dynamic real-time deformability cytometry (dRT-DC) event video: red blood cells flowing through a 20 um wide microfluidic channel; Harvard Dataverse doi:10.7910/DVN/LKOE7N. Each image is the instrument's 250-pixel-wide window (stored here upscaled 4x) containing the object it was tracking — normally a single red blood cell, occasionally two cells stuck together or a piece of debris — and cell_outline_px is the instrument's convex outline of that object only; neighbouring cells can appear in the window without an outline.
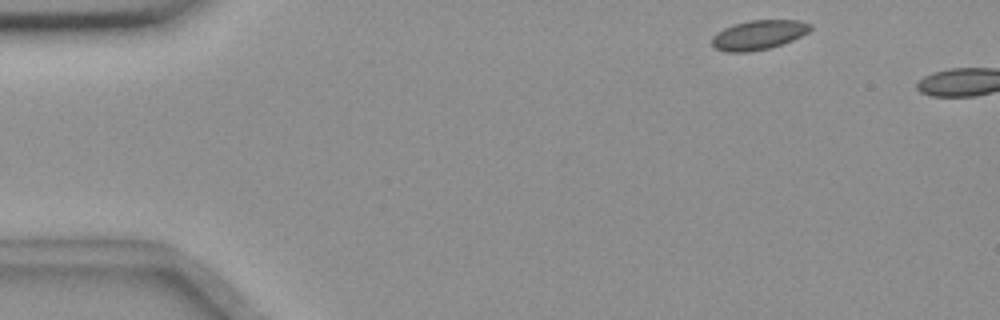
{"species": "common noctule bat (a hibernating species)", "species_latin": "Nyctalus noctula", "temperature_condition": "room temperature", "stored_images_in_passage": 4, "camera_frame_rate_fps": 3000, "um_per_image_px": 0.085, "animal": {"sex": "female", "body_mass_g": 18.4}, "frame": {"image": 1, "passage_image": 1, "time_ms": 0.0, "image_size_px": [1000, 320], "cell_outline_px": [[812, 28], [808, 32], [792, 40], [768, 48], [748, 52], [724, 52], [716, 48], [712, 44], [712, 36], [716, 32], [732, 24], [748, 20], [800, 20], [812, 24]], "centroid_in_image_um": [64.46, 2.95], "position_along_channel_um": 20.5, "area_um2": 16.94}}